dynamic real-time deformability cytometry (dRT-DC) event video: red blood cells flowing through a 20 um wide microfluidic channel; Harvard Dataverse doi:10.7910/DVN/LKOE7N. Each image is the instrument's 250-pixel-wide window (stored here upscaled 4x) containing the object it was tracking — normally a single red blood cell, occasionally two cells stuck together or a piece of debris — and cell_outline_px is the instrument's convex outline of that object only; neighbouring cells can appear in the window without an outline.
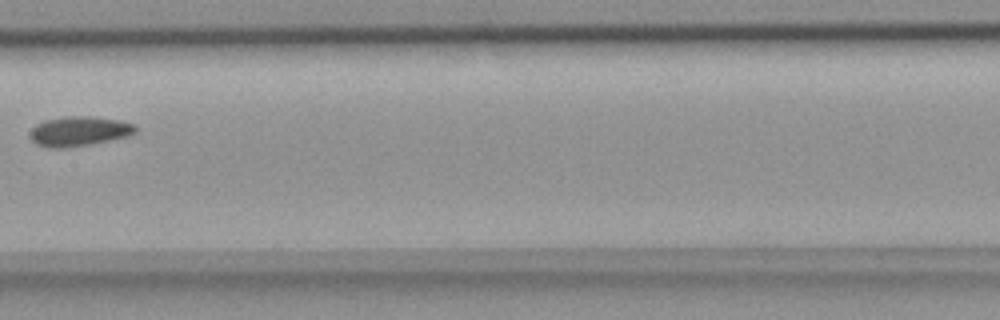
{"species": "common noctule bat (a hibernating species)", "species_latin": "Nyctalus noctula", "temperature_condition": "room temperature", "stored_images_in_passage": 8, "camera_frame_rate_fps": 3000, "um_per_image_px": 0.085, "animal": {"sex": "female", "body_mass_g": 18.4}, "frame": {"image": 1, "passage_image": 8, "time_ms": 2.333, "image_size_px": [1000, 320], "cell_outline_px": [[136, 132], [128, 136], [92, 144], [64, 148], [48, 148], [36, 144], [32, 140], [32, 128], [36, 124], [44, 120], [68, 116], [92, 116], [120, 120], [136, 124]], "centroid_in_image_um": [6.75, 11.15], "position_along_channel_um": 200.6, "area_um2": 18.32}}